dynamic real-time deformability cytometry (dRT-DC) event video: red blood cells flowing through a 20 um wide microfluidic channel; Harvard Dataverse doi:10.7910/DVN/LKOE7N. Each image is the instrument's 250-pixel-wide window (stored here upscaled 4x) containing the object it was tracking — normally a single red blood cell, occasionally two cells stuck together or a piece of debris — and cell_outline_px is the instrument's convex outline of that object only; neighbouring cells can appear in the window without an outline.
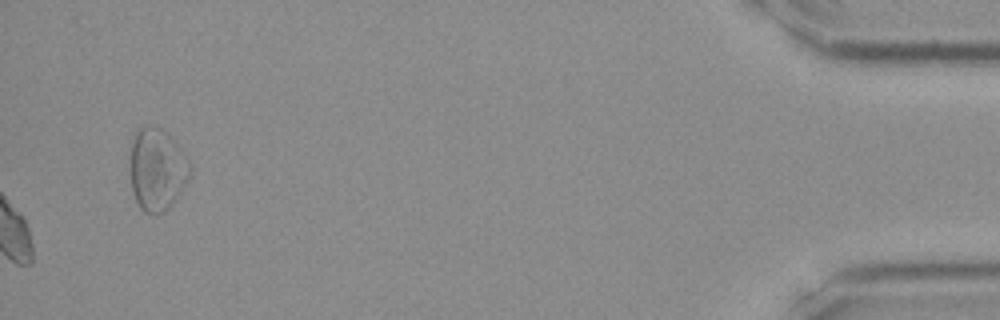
{"species": "Egyptian fruit bat (a non-hibernating species)", "species_latin": "Rousettus aegyptiacus", "temperature_condition": "room temperature", "stored_images_in_passage": 35, "camera_frame_rate_fps": 3000, "um_per_image_px": 0.085, "frame": {"image": 1, "passage_image": 35, "time_ms": 11.333, "image_size_px": [1000, 320], "cell_outline_px": [[192, 172], [188, 180], [172, 204], [164, 212], [156, 216], [144, 212], [140, 208], [132, 192], [132, 144], [136, 132], [140, 128], [148, 124], [152, 124], [160, 128], [180, 148], [192, 164]], "centroid_in_image_um": [13.39, 14.44], "position_along_channel_um": 421.8, "area_um2": 28.5}}